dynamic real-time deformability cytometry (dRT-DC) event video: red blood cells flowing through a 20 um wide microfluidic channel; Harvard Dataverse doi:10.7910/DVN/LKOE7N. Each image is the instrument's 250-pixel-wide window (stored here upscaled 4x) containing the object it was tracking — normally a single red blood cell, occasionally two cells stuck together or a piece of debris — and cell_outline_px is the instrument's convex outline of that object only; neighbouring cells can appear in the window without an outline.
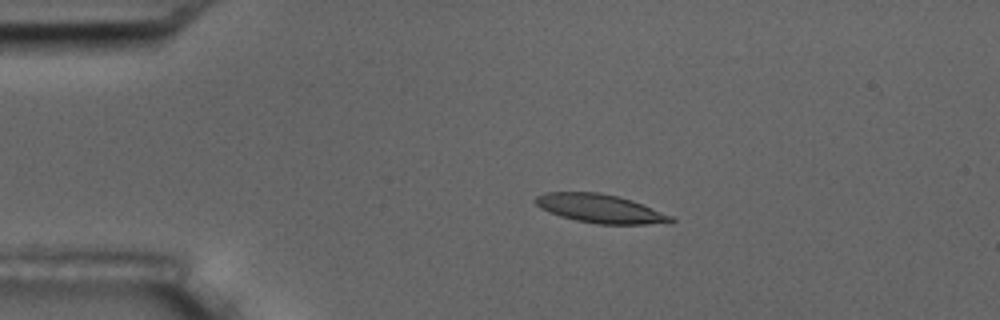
{"species": "common noctule bat (a hibernating species)", "species_latin": "Nyctalus noctula", "temperature_condition": "room temperature", "stored_images_in_passage": 10, "camera_frame_rate_fps": 3000, "um_per_image_px": 0.085, "animal": {"sex": "male", "body_mass_g": 17.5, "forearm_length_mm": 52.3}, "frame": {"image": 1, "passage_image": 4, "time_ms": 3.667, "image_size_px": [1000, 320], "cell_outline_px": [[676, 220], [672, 224], [600, 224], [576, 220], [560, 216], [540, 208], [532, 200], [536, 196], [544, 192], [600, 192], [632, 200], [672, 216]], "centroid_in_image_um": [51.03, 17.73], "position_along_channel_um": 34.0, "area_um2": 22.72}}
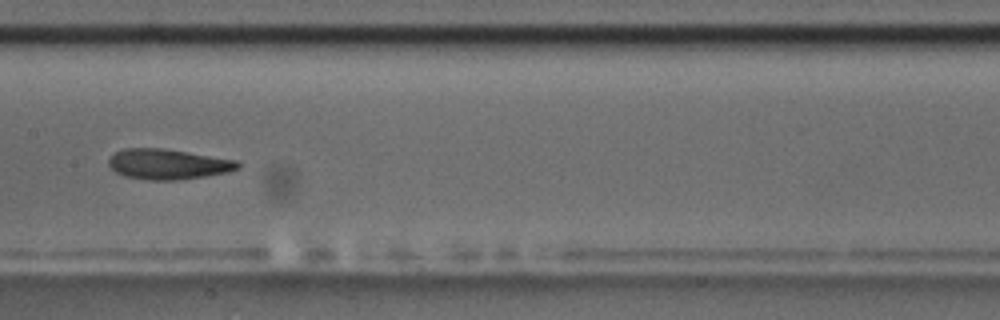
{"frame": {"image": 2, "passage_image": 9, "time_ms": 9.333, "image_size_px": [1000, 320], "cell_outline_px": [[240, 168], [228, 172], [204, 176], [176, 180], [148, 180], [124, 176], [116, 172], [108, 164], [108, 160], [112, 152], [124, 148], [164, 148], [236, 160], [240, 164]], "centroid_in_image_um": [14.24, 13.94], "position_along_channel_um": 193.2, "area_um2": 22.89}}
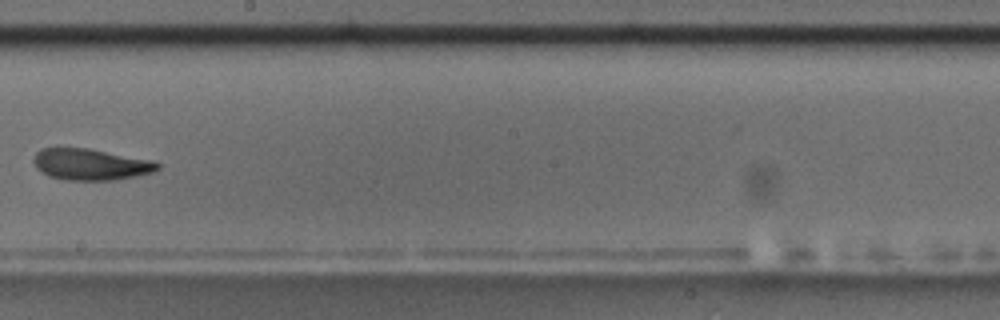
{"frame": {"image": 3, "passage_image": 10, "time_ms": 10.667, "image_size_px": [1000, 320], "cell_outline_px": [[160, 168], [152, 172], [112, 180], [64, 180], [48, 176], [40, 172], [36, 168], [32, 160], [36, 152], [40, 148], [88, 148], [152, 160], [160, 164]], "centroid_in_image_um": [7.64, 13.97], "position_along_channel_um": 240.6, "area_um2": 22.66}}